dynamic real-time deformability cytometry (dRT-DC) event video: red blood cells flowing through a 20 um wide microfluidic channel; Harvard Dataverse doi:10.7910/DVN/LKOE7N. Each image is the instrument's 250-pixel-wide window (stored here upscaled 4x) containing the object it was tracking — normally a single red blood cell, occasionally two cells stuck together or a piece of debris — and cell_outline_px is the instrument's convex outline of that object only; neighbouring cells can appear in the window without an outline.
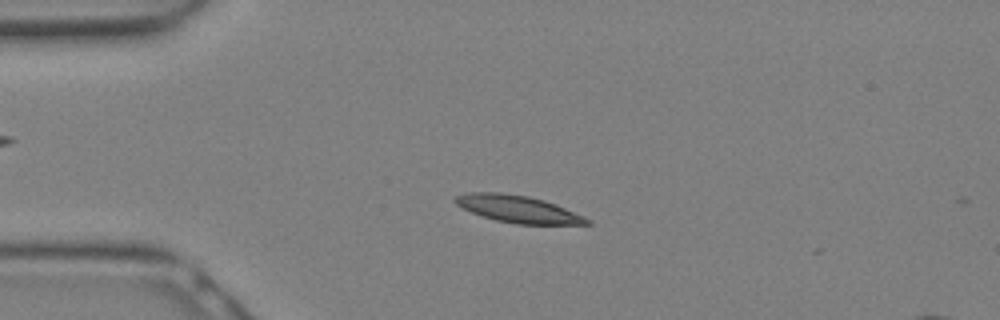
{"species": "Egyptian fruit bat (a non-hibernating species)", "species_latin": "Rousettus aegyptiacus", "temperature_condition": "warm", "stored_images_in_passage": 15, "camera_frame_rate_fps": 3000, "um_per_image_px": 0.085, "animal": {"sex": "female"}, "frame": {"image": 1, "passage_image": 6, "time_ms": 1.667, "image_size_px": [1000, 320], "cell_outline_px": [[592, 224], [516, 224], [496, 220], [472, 212], [456, 204], [452, 200], [456, 196], [464, 192], [500, 192], [528, 196], [544, 200], [556, 204], [584, 216], [592, 220]], "centroid_in_image_um": [44.04, 17.76], "position_along_channel_um": 41.0, "area_um2": 20.81}}
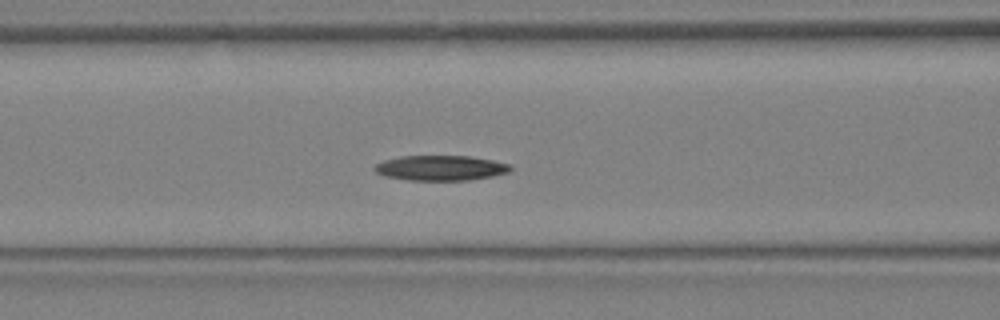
{"frame": {"image": 2, "passage_image": 11, "time_ms": 3.333, "image_size_px": [1000, 320], "cell_outline_px": [[512, 168], [508, 172], [492, 176], [468, 180], [408, 180], [384, 176], [376, 172], [372, 168], [376, 164], [384, 160], [400, 156], [468, 156], [492, 160], [512, 164]], "centroid_in_image_um": [37.44, 14.27], "position_along_channel_um": 129.2, "area_um2": 19.88}}
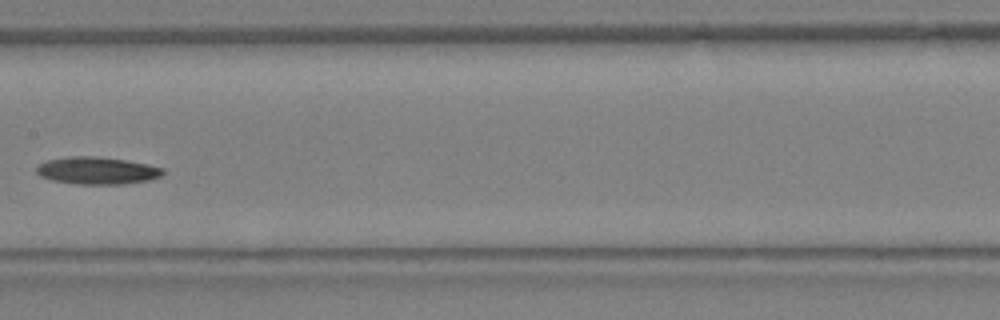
{"frame": {"image": 3, "passage_image": 14, "time_ms": 4.333, "image_size_px": [1000, 320], "cell_outline_px": [[164, 172], [160, 176], [148, 180], [124, 184], [76, 184], [52, 180], [40, 176], [36, 172], [36, 168], [40, 164], [48, 160], [68, 156], [96, 156], [124, 160], [148, 164], [164, 168]], "centroid_in_image_um": [8.25, 14.5], "position_along_channel_um": 199.2, "area_um2": 20.06}}